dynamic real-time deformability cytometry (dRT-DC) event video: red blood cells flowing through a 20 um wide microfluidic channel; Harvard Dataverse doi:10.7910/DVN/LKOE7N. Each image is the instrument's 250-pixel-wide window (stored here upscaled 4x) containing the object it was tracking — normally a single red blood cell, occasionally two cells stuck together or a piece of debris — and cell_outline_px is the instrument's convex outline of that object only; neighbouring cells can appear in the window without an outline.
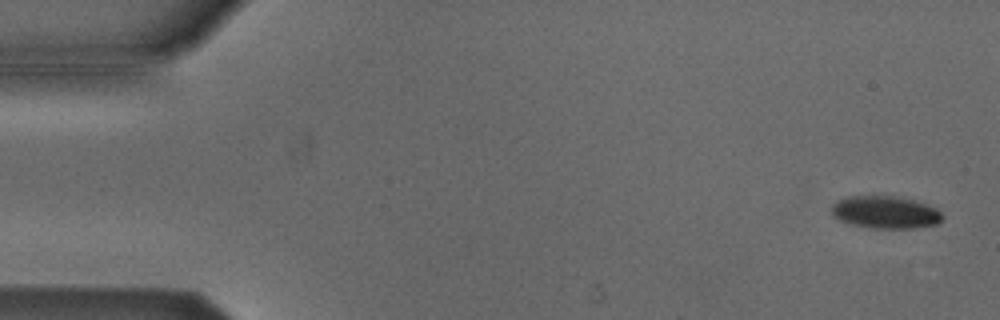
{"species": "Egyptian fruit bat (a non-hibernating species)", "species_latin": "Rousettus aegyptiacus", "temperature_condition": "cold", "stored_images_in_passage": 54, "camera_frame_rate_fps": 3000, "um_per_image_px": 0.085, "animal": {"sex": "male"}, "frame": {"image": 1, "passage_image": 2, "time_ms": 0.333, "image_size_px": [1000, 320], "cell_outline_px": [[944, 216], [936, 224], [912, 228], [872, 228], [852, 224], [840, 220], [832, 216], [832, 204], [836, 200], [848, 196], [896, 196], [912, 200], [936, 208]], "centroid_in_image_um": [75.21, 18.04], "position_along_channel_um": 9.8, "area_um2": 20.81}}
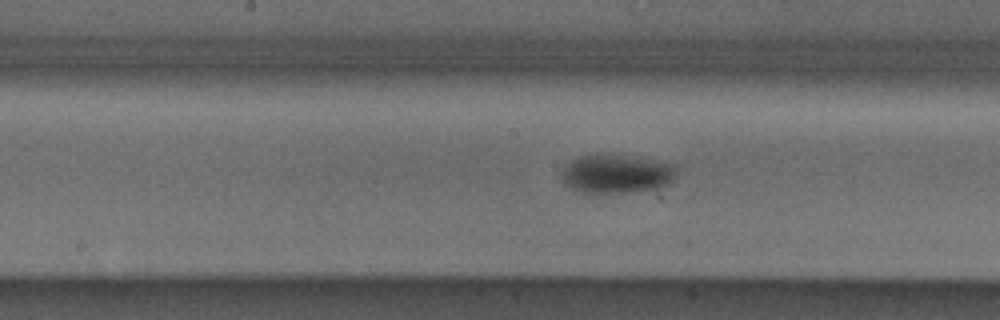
{"frame": {"image": 2, "passage_image": 27, "time_ms": 8.667, "image_size_px": [1000, 320], "cell_outline_px": [[676, 172], [672, 180], [668, 184], [656, 188], [628, 192], [584, 192], [572, 188], [564, 184], [564, 168], [572, 160], [580, 156], [620, 156], [676, 164]], "centroid_in_image_um": [52.43, 14.8], "position_along_channel_um": 195.8, "area_um2": 24.74}}
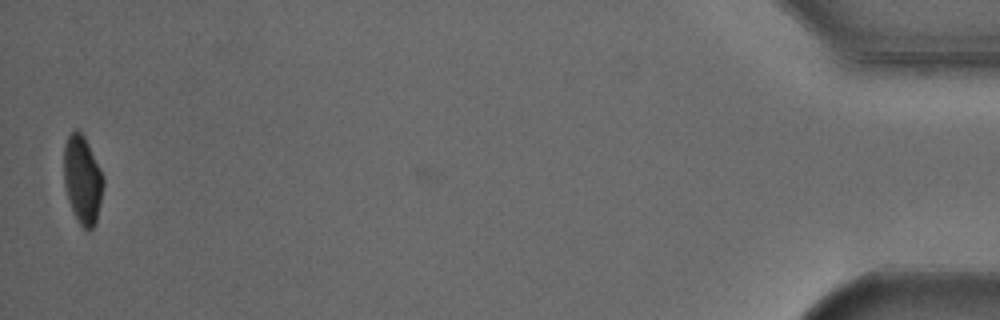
{"frame": {"image": 3, "passage_image": 53, "time_ms": 17.333, "image_size_px": [1000, 320], "cell_outline_px": [[104, 184], [100, 204], [96, 220], [92, 228], [88, 232], [80, 224], [68, 200], [64, 184], [64, 144], [68, 136], [76, 128], [84, 136], [104, 176]], "centroid_in_image_um": [7.01, 15.26], "position_along_channel_um": 428.2, "area_um2": 20.11}, "authors_computed_cell_mechanics": {"area_um2": 23.0911, "velocity_mm_per_s": 3.8159, "shape_relaxation_time_tau1_ms": 2.9198, "shape_relaxation_time_tau2_ms": null, "deformation_change_tau1": 0.1044, "deformation_change_tau2": null}}